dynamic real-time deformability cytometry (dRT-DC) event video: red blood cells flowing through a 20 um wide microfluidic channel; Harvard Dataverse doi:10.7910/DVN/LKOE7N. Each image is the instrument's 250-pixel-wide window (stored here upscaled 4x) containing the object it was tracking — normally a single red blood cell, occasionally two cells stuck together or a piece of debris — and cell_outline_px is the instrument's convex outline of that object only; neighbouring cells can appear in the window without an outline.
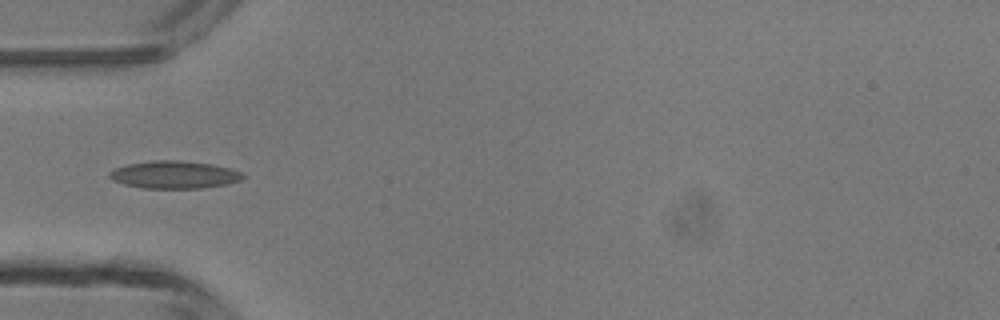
{"species": "common noctule bat (a hibernating species)", "species_latin": "Nyctalus noctula", "temperature_condition": "room temperature", "stored_images_in_passage": 5, "camera_frame_rate_fps": 3000, "um_per_image_px": 0.085, "animal": {"sex": "male", "body_mass_g": 13.3}, "frame": {"image": 1, "passage_image": 5, "time_ms": 4.667, "image_size_px": [1000, 320], "cell_outline_px": [[244, 176], [240, 180], [228, 184], [204, 188], [144, 188], [124, 184], [112, 180], [108, 176], [108, 172], [116, 168], [128, 164], [152, 160], [180, 160], [212, 164], [228, 168], [240, 172]], "centroid_in_image_um": [14.79, 14.85], "position_along_channel_um": 70.2, "area_um2": 21.39}}